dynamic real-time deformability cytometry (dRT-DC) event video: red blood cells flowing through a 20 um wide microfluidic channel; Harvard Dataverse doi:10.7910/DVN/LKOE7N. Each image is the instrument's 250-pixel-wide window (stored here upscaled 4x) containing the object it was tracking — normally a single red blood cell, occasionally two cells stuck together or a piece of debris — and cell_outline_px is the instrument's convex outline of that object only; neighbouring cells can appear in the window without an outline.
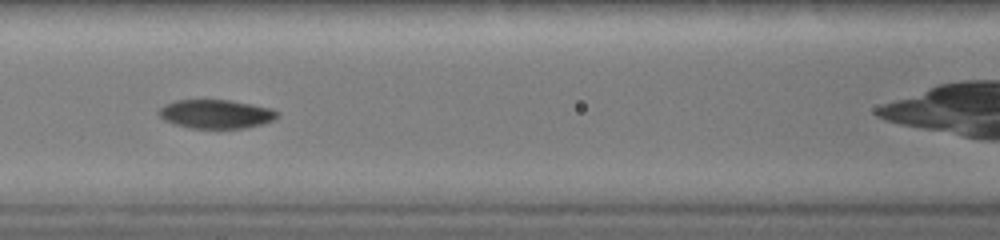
{"species": "common noctule bat (a hibernating species)", "species_latin": "Nyctalus noctula", "temperature_condition": "warm", "stored_images_in_passage": 31, "camera_frame_rate_fps": 3000, "um_per_image_px": 0.085, "animal": {"sex": "female", "body_mass_g": 19.0, "forearm_length_mm": 51.5}, "frame": {"image": 1, "passage_image": 9, "time_ms": 2.667, "image_size_px": [1000, 240], "cell_outline_px": [[280, 116], [272, 120], [260, 124], [244, 128], [188, 128], [164, 120], [156, 112], [164, 104], [176, 100], [232, 100], [272, 108], [280, 112]], "centroid_in_image_um": [18.36, 9.68], "position_along_channel_um": 148.2, "area_um2": 20.0}}
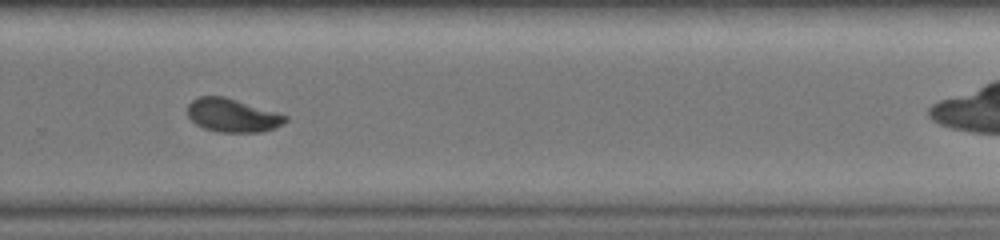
{"frame": {"image": 2, "passage_image": 20, "time_ms": 6.333, "image_size_px": [1000, 240], "cell_outline_px": [[288, 120], [284, 124], [260, 132], [220, 132], [204, 128], [196, 124], [188, 116], [188, 104], [192, 100], [200, 96], [224, 96], [276, 112], [288, 116]], "centroid_in_image_um": [19.75, 9.8], "position_along_channel_um": 310.0, "area_um2": 18.9}}
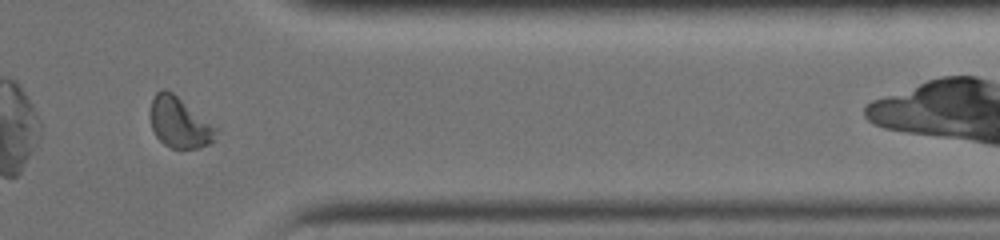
{"frame": {"image": 3, "passage_image": 26, "time_ms": 8.333, "image_size_px": [1000, 240], "cell_outline_px": [[216, 128], [212, 140], [208, 144], [196, 148], [172, 148], [164, 144], [156, 136], [152, 128], [148, 112], [152, 96], [156, 92], [164, 88], [172, 92]], "centroid_in_image_um": [15.15, 10.39], "position_along_channel_um": 396.3, "area_um2": 19.02}}